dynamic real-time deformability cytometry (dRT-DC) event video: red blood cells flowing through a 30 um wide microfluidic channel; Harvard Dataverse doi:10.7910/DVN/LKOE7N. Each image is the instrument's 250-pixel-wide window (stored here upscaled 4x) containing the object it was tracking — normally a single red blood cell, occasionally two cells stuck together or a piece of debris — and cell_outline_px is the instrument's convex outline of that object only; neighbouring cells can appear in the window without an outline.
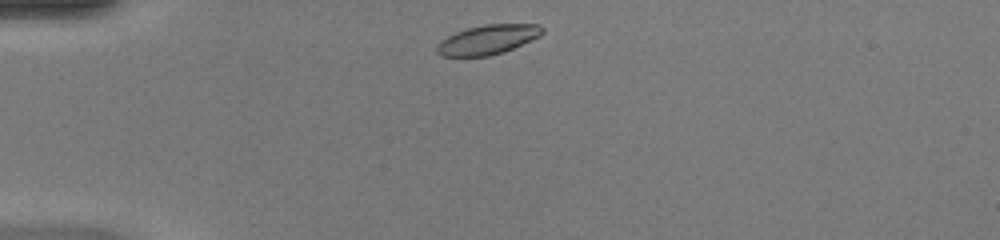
{"species": "common noctule bat (a hibernating species)", "species_latin": "Nyctalus noctula", "temperature_condition": "warm", "stored_images_in_passage": 37, "camera_frame_rate_fps": 3000, "um_per_image_px": 0.085, "animal": {"sex": "female", "body_mass_g": 20.0, "forearm_length_mm": 54.0}, "frame": {"image": 1, "passage_image": 1, "time_ms": 0.0, "image_size_px": [1000, 240], "cell_outline_px": [[544, 32], [540, 36], [532, 40], [504, 52], [488, 56], [440, 56], [436, 52], [436, 44], [440, 40], [456, 32], [468, 28], [484, 24], [540, 24], [544, 28]], "centroid_in_image_um": [41.46, 3.36], "position_along_channel_um": 43.5, "area_um2": 18.26}}
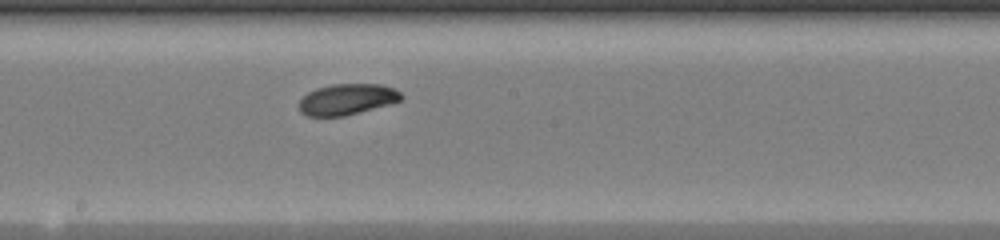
{"frame": {"image": 2, "passage_image": 16, "time_ms": 5.0, "image_size_px": [1000, 240], "cell_outline_px": [[404, 96], [400, 100], [388, 104], [344, 116], [308, 116], [300, 112], [300, 100], [308, 92], [316, 88], [332, 84], [380, 84], [392, 88], [400, 92]], "centroid_in_image_um": [29.48, 8.43], "position_along_channel_um": 218.7, "area_um2": 18.21}}
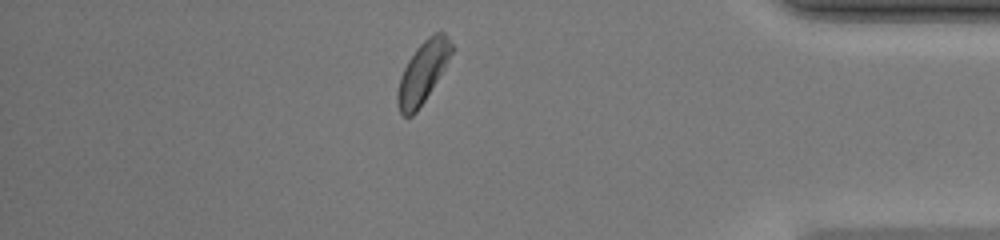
{"frame": {"image": 3, "passage_image": 31, "time_ms": 10.0, "image_size_px": [1000, 240], "cell_outline_px": [[456, 48], [444, 68], [424, 100], [416, 112], [412, 116], [404, 116], [400, 112], [396, 104], [396, 96], [400, 76], [408, 60], [416, 48], [428, 36], [436, 32], [444, 32], [448, 36]], "centroid_in_image_um": [35.95, 6.11], "position_along_channel_um": 399.3, "area_um2": 19.31}, "authors_computed_cell_mechanics": {"area_um2": 18.9006, "velocity_mm_per_s": 4.2008, "shape_relaxation_time_tau1_ms": 5.5954, "shape_relaxation_time_tau2_ms": null, "deformation_change_tau1": 0.1523, "deformation_change_tau2": null}}